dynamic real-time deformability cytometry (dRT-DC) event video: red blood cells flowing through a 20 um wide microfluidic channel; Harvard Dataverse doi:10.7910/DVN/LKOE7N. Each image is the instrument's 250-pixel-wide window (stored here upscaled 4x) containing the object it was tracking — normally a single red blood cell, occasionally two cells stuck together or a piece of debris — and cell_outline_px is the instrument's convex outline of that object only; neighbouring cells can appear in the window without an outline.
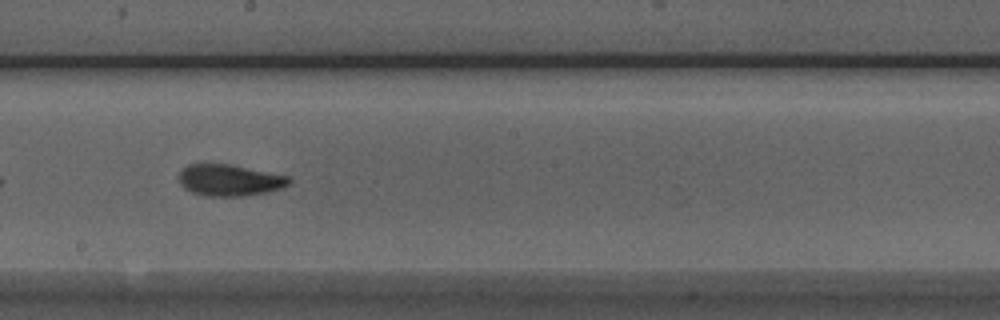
{"species": "Egyptian fruit bat (a non-hibernating species)", "species_latin": "Rousettus aegyptiacus", "temperature_condition": "room temperature", "stored_images_in_passage": 23, "camera_frame_rate_fps": 3000, "um_per_image_px": 0.085, "animal": {"sex": "male"}, "frame": {"image": 1, "passage_image": 14, "time_ms": 4.333, "image_size_px": [1000, 320], "cell_outline_px": [[292, 180], [284, 188], [268, 192], [244, 196], [208, 196], [192, 192], [184, 188], [180, 184], [180, 172], [188, 164], [228, 164], [288, 176]], "centroid_in_image_um": [19.53, 15.33], "position_along_channel_um": 228.7, "area_um2": 20.06}}
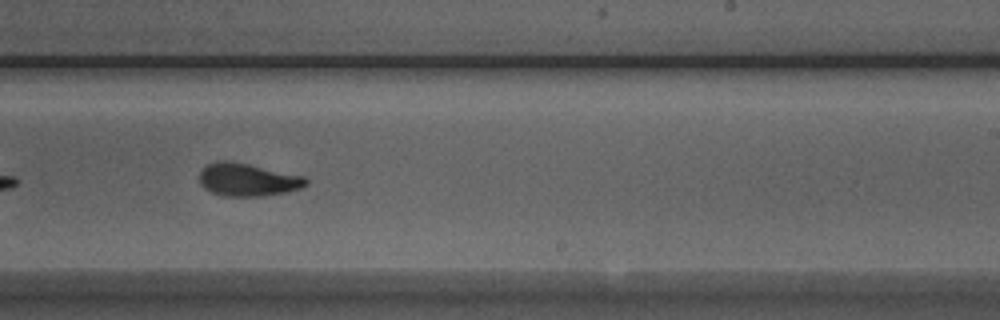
{"frame": {"image": 2, "passage_image": 17, "time_ms": 5.333, "image_size_px": [1000, 320], "cell_outline_px": [[308, 184], [300, 188], [288, 192], [264, 196], [224, 196], [212, 192], [204, 188], [200, 184], [200, 172], [208, 164], [216, 160], [228, 160], [248, 164], [304, 176], [308, 180]], "centroid_in_image_um": [21.06, 15.28], "position_along_channel_um": 267.9, "area_um2": 20.4}}
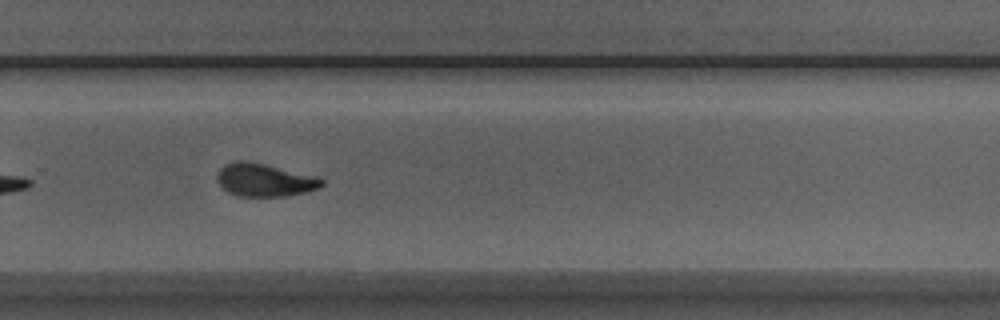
{"frame": {"image": 3, "passage_image": 20, "time_ms": 6.333, "image_size_px": [1000, 320], "cell_outline_px": [[324, 184], [320, 188], [304, 192], [284, 196], [236, 196], [228, 192], [220, 184], [216, 176], [220, 168], [224, 164], [236, 160], [248, 160], [316, 176], [324, 180]], "centroid_in_image_um": [22.47, 15.29], "position_along_channel_um": 307.3, "area_um2": 20.11}}